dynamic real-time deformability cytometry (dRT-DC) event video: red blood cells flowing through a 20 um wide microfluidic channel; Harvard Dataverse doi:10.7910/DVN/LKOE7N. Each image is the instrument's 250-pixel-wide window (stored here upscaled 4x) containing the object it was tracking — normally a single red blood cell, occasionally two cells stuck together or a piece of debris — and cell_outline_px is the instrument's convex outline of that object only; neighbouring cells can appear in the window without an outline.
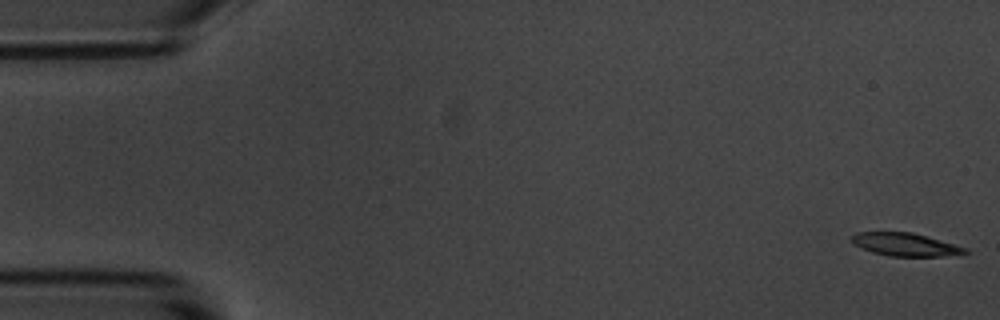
{"species": "common noctule bat (a hibernating species)", "species_latin": "Nyctalus noctula", "temperature_condition": "room temperature", "stored_images_in_passage": 56, "camera_frame_rate_fps": 3000, "um_per_image_px": 0.085, "animal": {"sex": "male", "body_mass_g": 20.1, "forearm_length_mm": 53.5}, "frame": {"image": 1, "passage_image": 1, "time_ms": 0.0, "image_size_px": [1000, 320], "cell_outline_px": [[972, 252], [940, 256], [888, 256], [872, 252], [856, 244], [852, 240], [852, 236], [856, 232], [912, 232], [968, 248]], "centroid_in_image_um": [76.99, 20.78], "position_along_channel_um": 8.0, "area_um2": 14.97}}
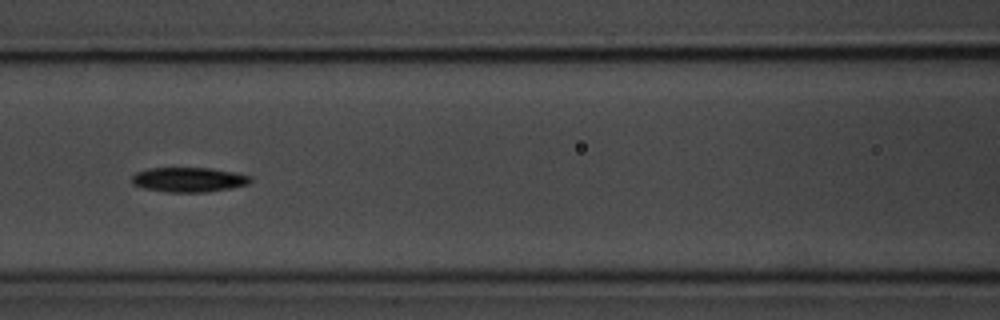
{"frame": {"image": 2, "passage_image": 24, "time_ms": 7.667, "image_size_px": [1000, 320], "cell_outline_px": [[252, 180], [248, 184], [232, 188], [204, 192], [164, 192], [144, 188], [132, 184], [132, 176], [136, 172], [148, 168], [212, 168], [252, 176]], "centroid_in_image_um": [16.03, 15.27], "position_along_channel_um": 150.6, "area_um2": 17.11}}
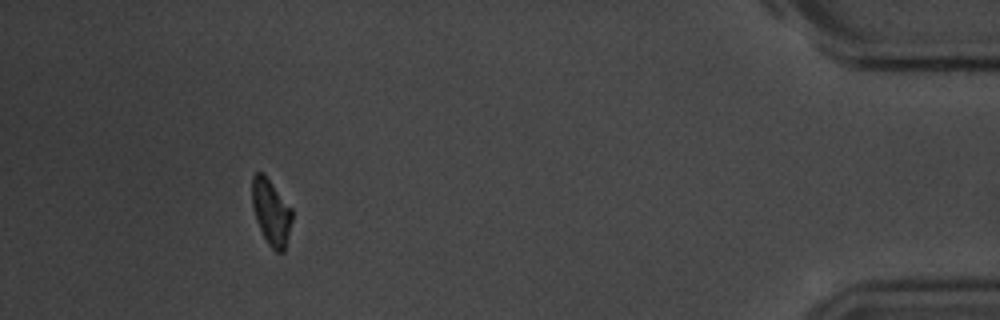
{"frame": {"image": 3, "passage_image": 51, "time_ms": 16.667, "image_size_px": [1000, 320], "cell_outline_px": [[292, 220], [284, 252], [276, 252], [268, 244], [256, 220], [252, 204], [252, 176], [256, 172], [264, 172], [292, 208]], "centroid_in_image_um": [23.05, 18.0], "position_along_channel_um": 412.2, "area_um2": 15.37}, "authors_computed_cell_mechanics": {"area_um2": 16.6175, "velocity_mm_per_s": 3.5979, "shape_relaxation_time_tau1_ms": 3.0611, "shape_relaxation_time_tau2_ms": null, "deformation_change_tau1": 0.1433, "deformation_change_tau2": null}}